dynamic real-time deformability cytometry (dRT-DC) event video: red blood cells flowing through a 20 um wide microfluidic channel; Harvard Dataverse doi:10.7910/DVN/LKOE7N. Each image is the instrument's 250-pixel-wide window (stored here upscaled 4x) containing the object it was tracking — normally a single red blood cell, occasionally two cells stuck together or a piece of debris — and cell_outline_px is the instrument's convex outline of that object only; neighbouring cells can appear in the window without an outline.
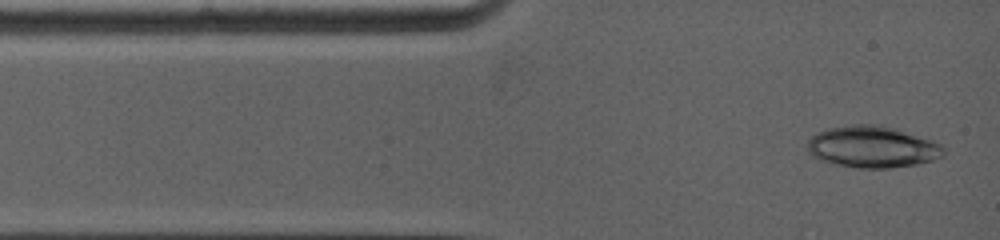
{"species": "common noctule bat (a hibernating species)", "species_latin": "Nyctalus noctula", "temperature_condition": "warm", "stored_images_in_passage": 38, "camera_frame_rate_fps": 5000, "um_per_image_px": 0.085, "animal": {"sex": "female", "body_mass_g": 19.0, "forearm_length_mm": 53.3}, "frame": {"image": 1, "passage_image": 1, "time_ms": 0.0, "image_size_px": [1000, 240], "cell_outline_px": [[944, 156], [932, 160], [916, 164], [892, 168], [860, 168], [832, 164], [812, 156], [808, 152], [808, 140], [816, 132], [828, 128], [852, 124], [876, 124], [892, 128], [932, 140], [944, 144]], "centroid_in_image_um": [74.15, 12.49], "position_along_channel_um": 10.9, "area_um2": 33.12}}
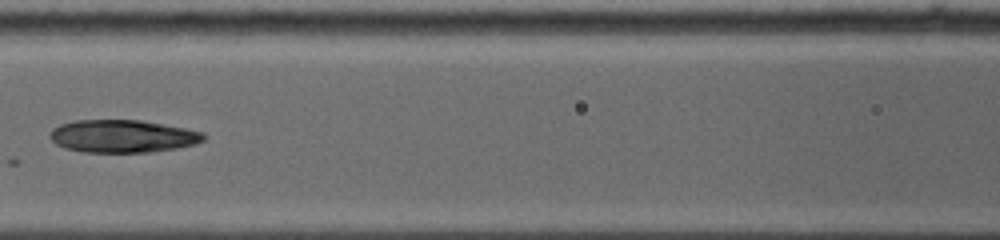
{"frame": {"image": 2, "passage_image": 12, "time_ms": 4.6, "image_size_px": [1000, 240], "cell_outline_px": [[204, 140], [196, 144], [176, 148], [148, 152], [84, 152], [64, 148], [56, 144], [48, 136], [48, 132], [52, 128], [60, 124], [72, 120], [140, 120], [184, 128], [204, 132]], "centroid_in_image_um": [10.37, 11.57], "position_along_channel_um": 156.2, "area_um2": 29.36}}
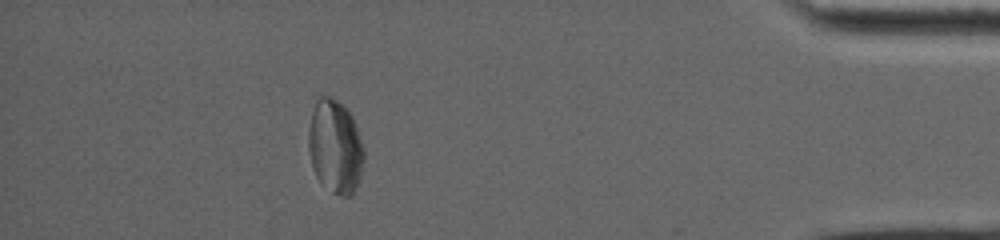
{"frame": {"image": 3, "passage_image": 31, "time_ms": 12.4, "image_size_px": [1000, 240], "cell_outline_px": [[364, 160], [360, 176], [356, 188], [348, 196], [340, 196], [332, 192], [316, 176], [312, 168], [308, 148], [308, 128], [312, 112], [316, 100], [320, 96], [332, 96], [348, 108], [352, 116], [360, 136], [364, 148]], "centroid_in_image_um": [28.49, 12.43], "position_along_channel_um": 406.7, "area_um2": 30.46}}